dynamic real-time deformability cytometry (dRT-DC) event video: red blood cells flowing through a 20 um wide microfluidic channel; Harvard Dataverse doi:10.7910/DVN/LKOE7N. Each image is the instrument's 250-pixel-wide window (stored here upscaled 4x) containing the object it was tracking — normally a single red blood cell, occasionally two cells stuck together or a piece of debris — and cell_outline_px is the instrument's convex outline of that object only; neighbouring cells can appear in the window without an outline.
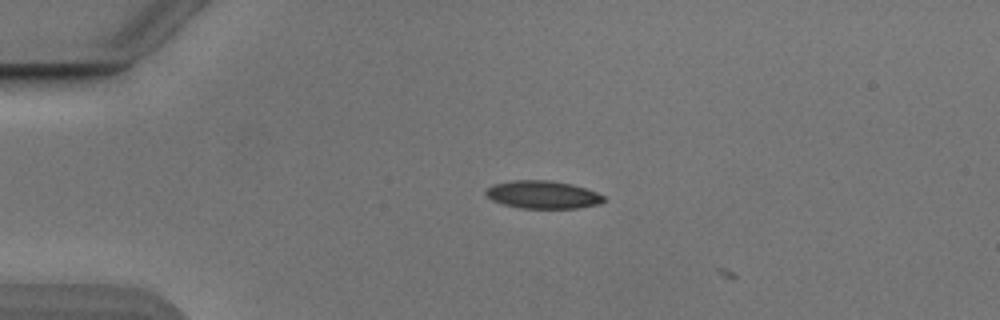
{"species": "Egyptian fruit bat (a non-hibernating species)", "species_latin": "Rousettus aegyptiacus", "temperature_condition": "cold", "stored_images_in_passage": 4, "camera_frame_rate_fps": 3000, "um_per_image_px": 0.085, "animal": {"sex": "male"}, "frame": {"image": 1, "passage_image": 2, "time_ms": 0.333, "image_size_px": [1000, 320], "cell_outline_px": [[604, 200], [600, 204], [576, 208], [520, 208], [504, 204], [492, 200], [484, 192], [492, 184], [516, 180], [548, 180], [572, 184], [596, 192], [604, 196]], "centroid_in_image_um": [46.13, 16.54], "position_along_channel_um": 38.9, "area_um2": 18.96}}